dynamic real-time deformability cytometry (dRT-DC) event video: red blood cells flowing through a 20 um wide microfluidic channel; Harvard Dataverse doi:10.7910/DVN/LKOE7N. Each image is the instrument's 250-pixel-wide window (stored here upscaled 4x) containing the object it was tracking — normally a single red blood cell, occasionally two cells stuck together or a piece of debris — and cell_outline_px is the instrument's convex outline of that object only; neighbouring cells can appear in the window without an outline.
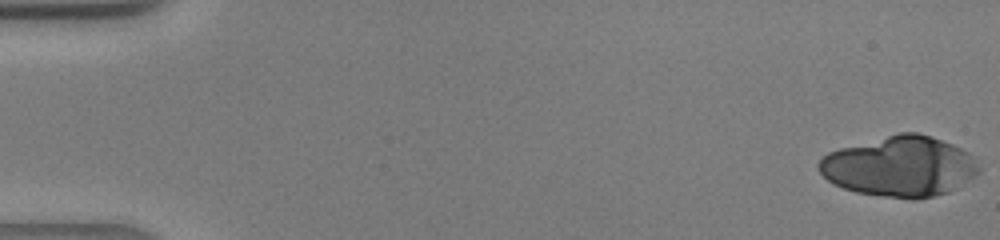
{"species": "human", "species_latin": "Homo sapiens", "temperature_condition": "warm", "stored_images_in_passage": 33, "camera_frame_rate_fps": 3000, "um_per_image_px": 0.085, "donor": {"sex": "male"}, "frame": {"image": 1, "passage_image": 1, "time_ms": 0.0, "image_size_px": [1000, 240], "cell_outline_px": [[980, 172], [976, 176], [948, 192], [932, 196], [912, 200], [908, 200], [880, 196], [856, 192], [832, 184], [816, 168], [816, 164], [828, 152], [840, 148], [900, 132], [916, 132], [932, 136], [952, 144], [968, 152], [972, 156], [980, 168]], "centroid_in_image_um": [76.47, 14.16], "position_along_channel_um": 8.5, "area_um2": 56.41}}